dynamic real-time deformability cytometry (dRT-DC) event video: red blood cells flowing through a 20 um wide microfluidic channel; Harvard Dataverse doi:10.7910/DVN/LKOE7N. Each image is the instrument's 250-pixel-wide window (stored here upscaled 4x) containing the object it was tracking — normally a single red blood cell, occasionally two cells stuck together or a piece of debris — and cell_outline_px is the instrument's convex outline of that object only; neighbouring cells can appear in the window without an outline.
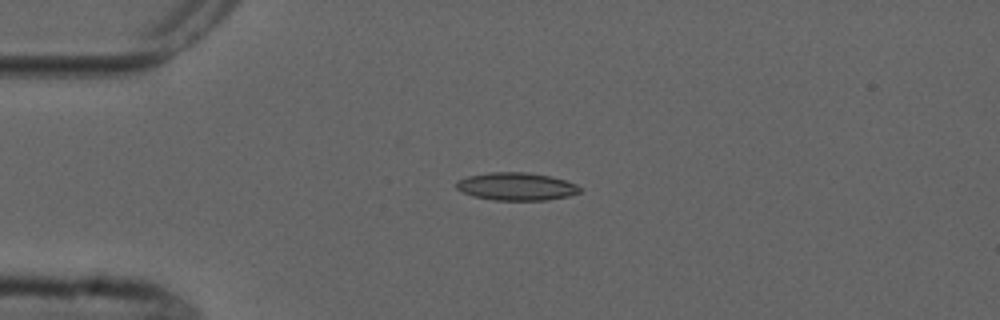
{"species": "common noctule bat (a hibernating species)", "species_latin": "Nyctalus noctula", "temperature_condition": "cold", "stored_images_in_passage": 2, "camera_frame_rate_fps": 3000, "um_per_image_px": 0.085, "animal": {"sex": "male", "forearm_length_mm": 52.5}, "frame": {"image": 1, "passage_image": 1, "time_ms": 0.0, "image_size_px": [1000, 320], "cell_outline_px": [[580, 192], [568, 196], [548, 200], [496, 200], [472, 196], [456, 188], [456, 184], [460, 180], [468, 176], [488, 172], [528, 172], [552, 176], [576, 184], [580, 188]], "centroid_in_image_um": [43.91, 15.84], "position_along_channel_um": 41.1, "area_um2": 19.94}}